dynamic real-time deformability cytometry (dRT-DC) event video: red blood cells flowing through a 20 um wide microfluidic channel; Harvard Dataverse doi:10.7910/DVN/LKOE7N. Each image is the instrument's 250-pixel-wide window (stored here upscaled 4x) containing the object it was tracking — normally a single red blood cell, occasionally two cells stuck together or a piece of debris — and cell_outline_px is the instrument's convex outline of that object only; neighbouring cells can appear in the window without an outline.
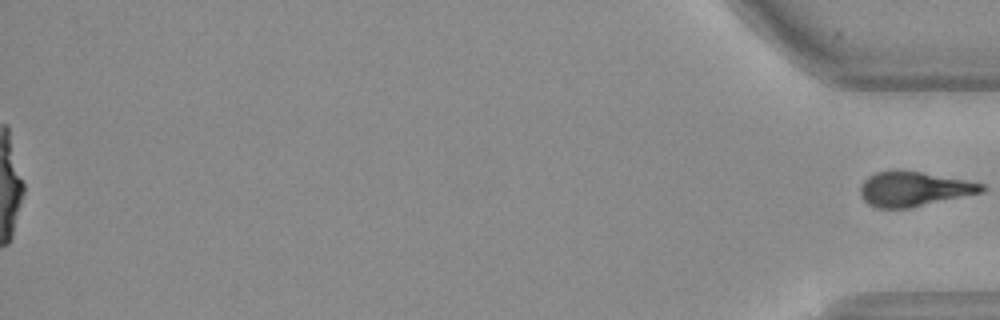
{"species": "Egyptian fruit bat (a non-hibernating species)", "species_latin": "Rousettus aegyptiacus", "temperature_condition": "warm", "stored_images_in_passage": 39, "segment_of_instrument_passage": [2, 2], "camera_frame_rate_fps": 3000, "um_per_image_px": 0.085, "frame": {"image": 1, "passage_image": 39, "time_ms": 12.667, "image_size_px": [1000, 320], "cell_outline_px": [[984, 188], [976, 192], [916, 204], [888, 208], [872, 204], [864, 196], [864, 184], [872, 176], [884, 172], [916, 172], [980, 184]], "centroid_in_image_um": [77.64, 16.04], "position_along_channel_um": 357.6, "area_um2": 20.92}}